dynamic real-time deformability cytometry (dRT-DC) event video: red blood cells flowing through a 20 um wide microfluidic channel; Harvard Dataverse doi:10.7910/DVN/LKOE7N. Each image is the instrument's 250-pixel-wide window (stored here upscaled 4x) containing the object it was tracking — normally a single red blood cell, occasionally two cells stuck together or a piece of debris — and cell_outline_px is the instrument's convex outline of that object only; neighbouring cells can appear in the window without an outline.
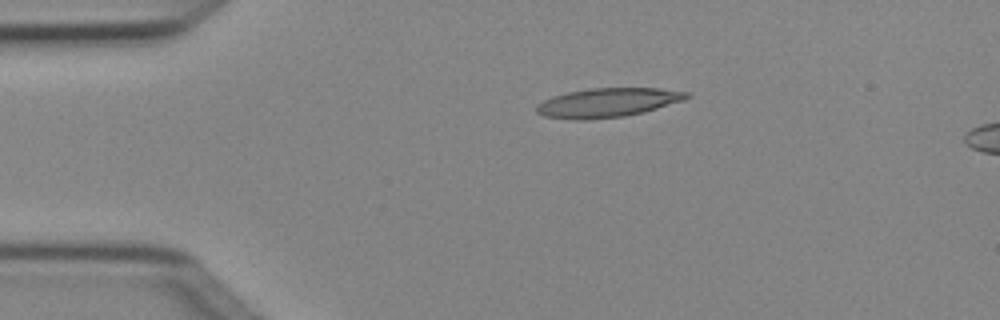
{"species": "Egyptian fruit bat (a non-hibernating species)", "species_latin": "Rousettus aegyptiacus", "temperature_condition": "cold", "stored_images_in_passage": 2, "camera_frame_rate_fps": 3000, "um_per_image_px": 0.085, "animal": {"sex": "female"}, "frame": {"image": 1, "passage_image": 1, "time_ms": 0.0, "image_size_px": [1000, 320], "cell_outline_px": [[692, 96], [684, 100], [656, 108], [624, 116], [584, 120], [576, 120], [544, 116], [536, 112], [536, 104], [552, 96], [568, 92], [588, 88], [656, 88], [692, 92]], "centroid_in_image_um": [51.64, 8.71], "position_along_channel_um": 33.4, "area_um2": 25.43}}